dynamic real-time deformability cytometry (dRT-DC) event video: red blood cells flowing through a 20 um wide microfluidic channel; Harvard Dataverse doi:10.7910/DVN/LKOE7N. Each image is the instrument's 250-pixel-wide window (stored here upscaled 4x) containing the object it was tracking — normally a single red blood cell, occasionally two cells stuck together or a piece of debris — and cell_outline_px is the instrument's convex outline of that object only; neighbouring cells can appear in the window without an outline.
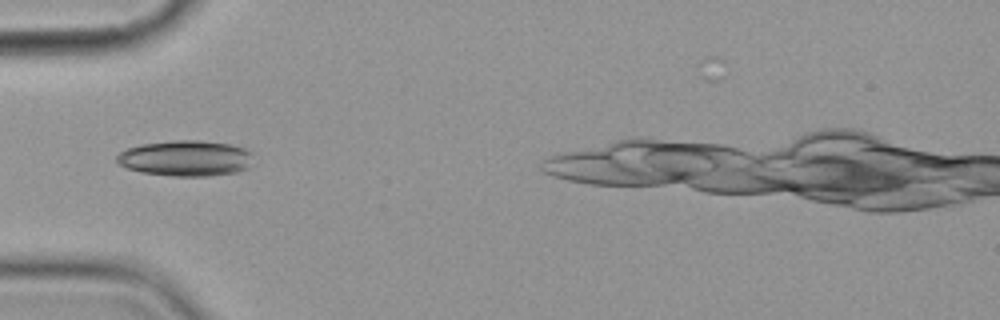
{"species": "common noctule bat (a hibernating species)", "species_latin": "Nyctalus noctula", "temperature_condition": "cold", "stored_images_in_passage": 8, "segment_of_instrument_passage": [1, 2], "camera_frame_rate_fps": 3000, "um_per_image_px": 0.085, "animal": {"sex": "female", "body_mass_g": 19.9}, "frame": {"image": 1, "passage_image": 3, "time_ms": 2.333, "image_size_px": [1000, 320], "cell_outline_px": [[252, 152], [248, 168], [236, 172], [208, 176], [172, 176], [140, 172], [128, 168], [120, 164], [116, 160], [116, 156], [120, 152], [128, 148], [140, 144], [172, 140], [200, 140], [232, 144], [244, 148]], "centroid_in_image_um": [15.78, 13.44], "position_along_channel_um": 69.2, "area_um2": 28.5}}
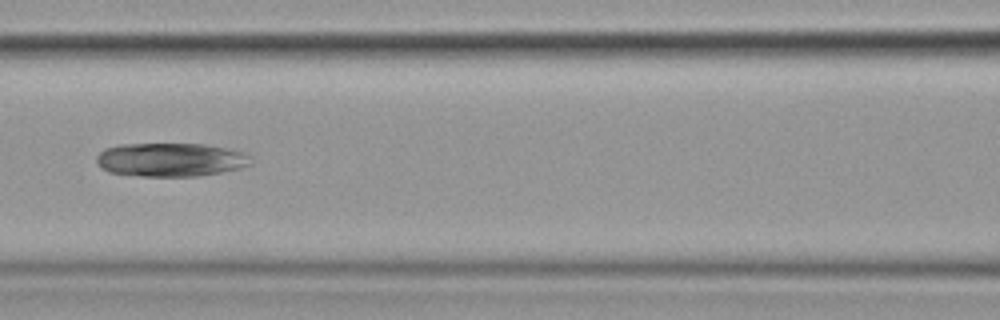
{"frame": {"image": 2, "passage_image": 5, "time_ms": 4.667, "image_size_px": [1000, 320], "cell_outline_px": [[252, 164], [240, 168], [220, 172], [196, 176], [140, 176], [108, 172], [100, 168], [96, 164], [96, 156], [104, 148], [120, 144], [204, 144], [224, 148], [240, 152], [248, 156]], "centroid_in_image_um": [14.41, 13.58], "position_along_channel_um": 152.2, "area_um2": 30.17}}
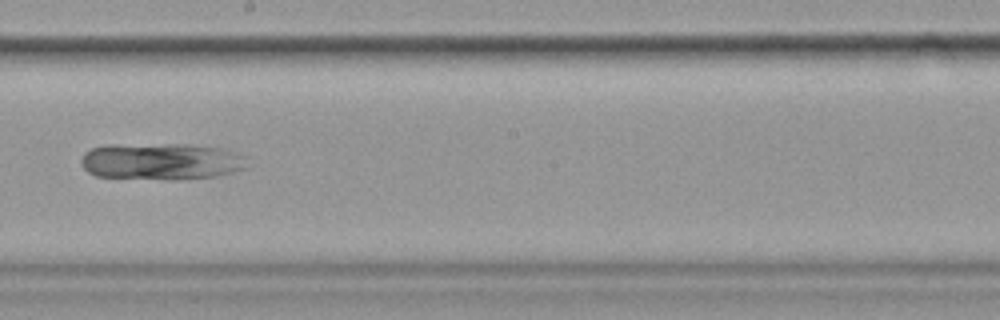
{"frame": {"image": 3, "passage_image": 7, "time_ms": 7.0, "image_size_px": [1000, 320], "cell_outline_px": [[244, 168], [216, 176], [96, 176], [88, 172], [80, 164], [80, 160], [84, 152], [92, 148], [108, 144], [188, 144], [220, 148], [244, 156]], "centroid_in_image_um": [13.6, 13.64], "position_along_channel_um": 234.6, "area_um2": 33.76}}